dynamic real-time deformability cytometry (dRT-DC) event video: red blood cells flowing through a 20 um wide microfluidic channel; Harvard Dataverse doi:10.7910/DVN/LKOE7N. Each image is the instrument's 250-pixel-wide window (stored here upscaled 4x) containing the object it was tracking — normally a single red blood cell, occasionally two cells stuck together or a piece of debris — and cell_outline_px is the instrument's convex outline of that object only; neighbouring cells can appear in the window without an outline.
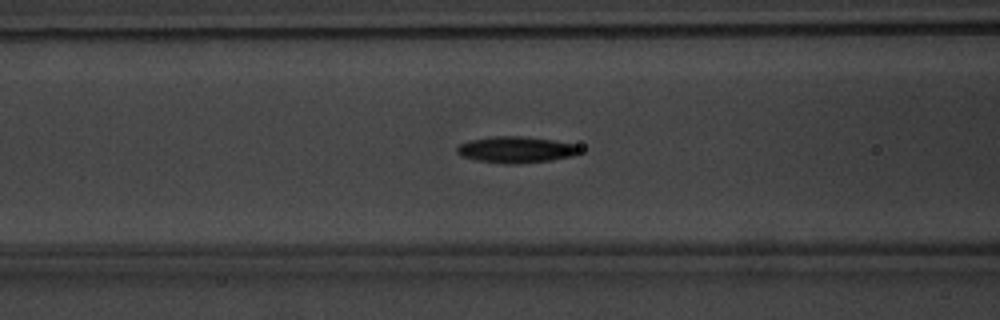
{"species": "common noctule bat (a hibernating species)", "species_latin": "Nyctalus noctula", "temperature_condition": "warm", "stored_images_in_passage": 53, "camera_frame_rate_fps": 3000, "um_per_image_px": 0.085, "animal": {"sex": "male", "body_mass_g": 20.1, "forearm_length_mm": 53.5}, "frame": {"image": 1, "passage_image": 21, "time_ms": 6.667, "image_size_px": [1000, 320], "cell_outline_px": [[584, 152], [572, 156], [548, 160], [516, 164], [504, 164], [476, 160], [460, 156], [456, 152], [456, 148], [460, 144], [468, 140], [492, 136], [524, 136], [552, 140], [576, 144], [584, 148]], "centroid_in_image_um": [43.88, 12.72], "position_along_channel_um": 122.7, "area_um2": 19.13}}
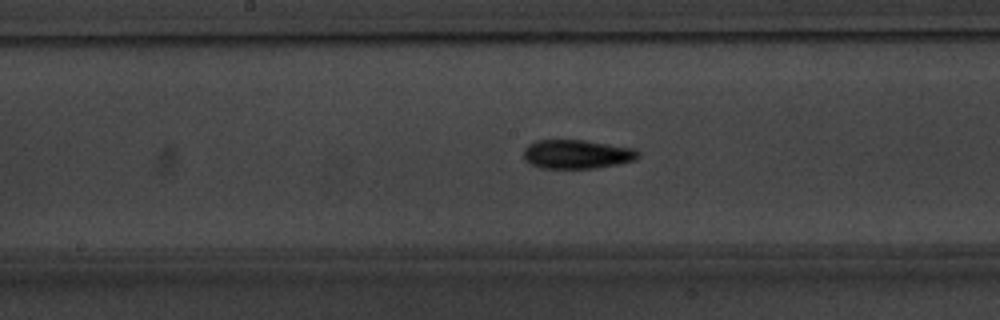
{"frame": {"image": 2, "passage_image": 27, "time_ms": 8.667, "image_size_px": [1000, 320], "cell_outline_px": [[640, 156], [636, 160], [596, 168], [540, 168], [524, 160], [524, 148], [528, 144], [536, 140], [584, 140], [636, 148], [640, 152]], "centroid_in_image_um": [49.06, 13.1], "position_along_channel_um": 199.1, "area_um2": 19.48}}
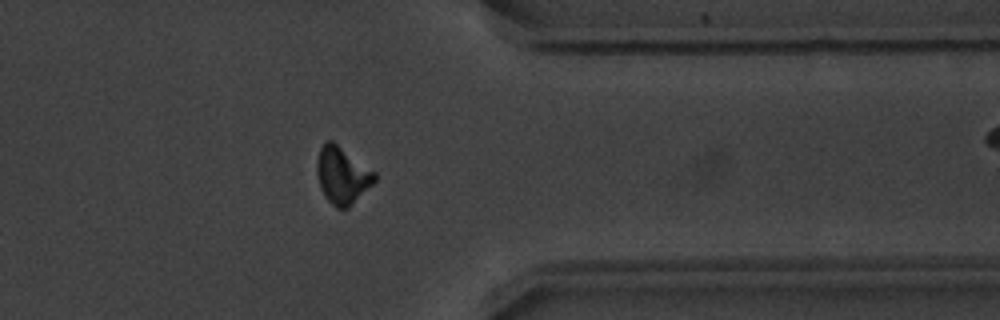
{"frame": {"image": 3, "passage_image": 42, "time_ms": 13.667, "image_size_px": [1000, 320], "cell_outline_px": [[376, 180], [348, 208], [336, 208], [328, 200], [320, 188], [316, 172], [316, 160], [320, 148], [328, 140], [332, 140], [376, 172]], "centroid_in_image_um": [29.08, 14.89], "position_along_channel_um": 382.3, "area_um2": 19.07}, "authors_computed_cell_mechanics": {"area_um2": 18.0336, "velocity_mm_per_s": 3.8192, "shape_relaxation_time_tau1_ms": 2.8583, "shape_relaxation_time_tau2_ms": 3.998, "deformation_change_tau1": 0.1426, "deformation_change_tau2": 0.1039}}